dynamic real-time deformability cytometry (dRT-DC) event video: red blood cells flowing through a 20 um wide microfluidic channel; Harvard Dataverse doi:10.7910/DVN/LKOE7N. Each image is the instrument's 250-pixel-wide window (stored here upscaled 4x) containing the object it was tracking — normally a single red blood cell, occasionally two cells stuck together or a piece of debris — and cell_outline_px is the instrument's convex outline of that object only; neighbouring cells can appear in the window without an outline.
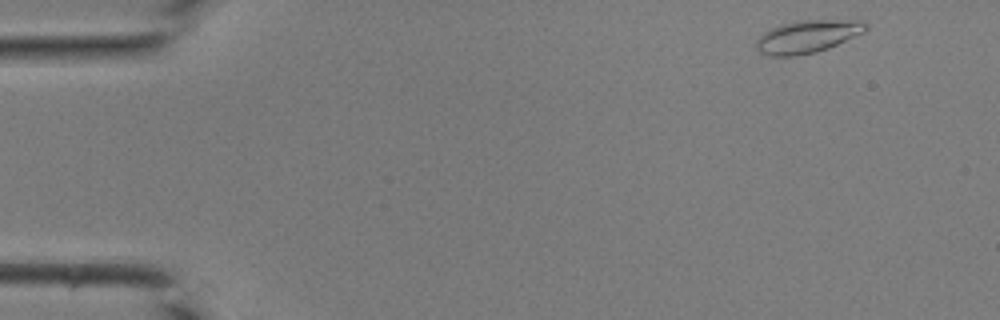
{"species": "common noctule bat (a hibernating species)", "species_latin": "Nyctalus noctula", "temperature_condition": "room temperature", "stored_images_in_passage": 40, "camera_frame_rate_fps": 3000, "um_per_image_px": 0.085, "animal": {"sex": "male", "body_mass_g": 19.0, "forearm_length_mm": 50.8}, "frame": {"image": 1, "passage_image": 1, "time_ms": 0.0, "image_size_px": [1000, 320], "cell_outline_px": [[868, 28], [864, 32], [828, 48], [816, 52], [796, 56], [772, 56], [760, 52], [756, 48], [756, 40], [764, 32], [780, 24], [800, 20], [860, 20], [868, 24]], "centroid_in_image_um": [68.64, 3.1], "position_along_channel_um": 16.4, "area_um2": 20.81}}
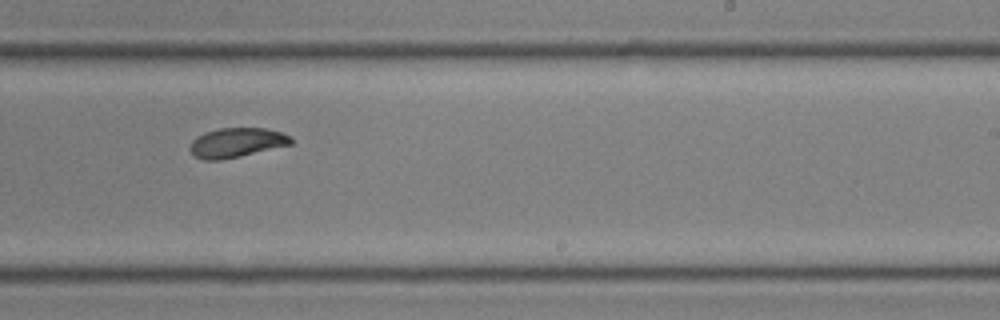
{"frame": {"image": 2, "passage_image": 24, "time_ms": 7.667, "image_size_px": [1000, 320], "cell_outline_px": [[292, 144], [240, 156], [220, 160], [204, 160], [196, 156], [188, 148], [192, 140], [196, 136], [204, 132], [220, 128], [264, 128], [280, 132], [292, 136]], "centroid_in_image_um": [20.09, 12.11], "position_along_channel_um": 268.9, "area_um2": 17.34}}
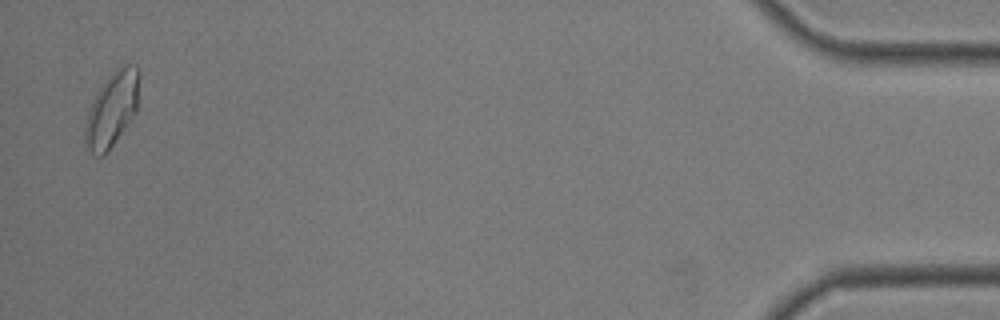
{"frame": {"image": 3, "passage_image": 39, "time_ms": 12.667, "image_size_px": [1000, 320], "cell_outline_px": [[140, 76], [136, 112], [108, 152], [104, 156], [96, 156], [84, 148], [84, 128], [88, 112], [96, 92], [104, 80], [116, 68], [124, 64], [136, 64], [140, 68]], "centroid_in_image_um": [9.51, 9.28], "position_along_channel_um": 425.7, "area_um2": 24.04}}